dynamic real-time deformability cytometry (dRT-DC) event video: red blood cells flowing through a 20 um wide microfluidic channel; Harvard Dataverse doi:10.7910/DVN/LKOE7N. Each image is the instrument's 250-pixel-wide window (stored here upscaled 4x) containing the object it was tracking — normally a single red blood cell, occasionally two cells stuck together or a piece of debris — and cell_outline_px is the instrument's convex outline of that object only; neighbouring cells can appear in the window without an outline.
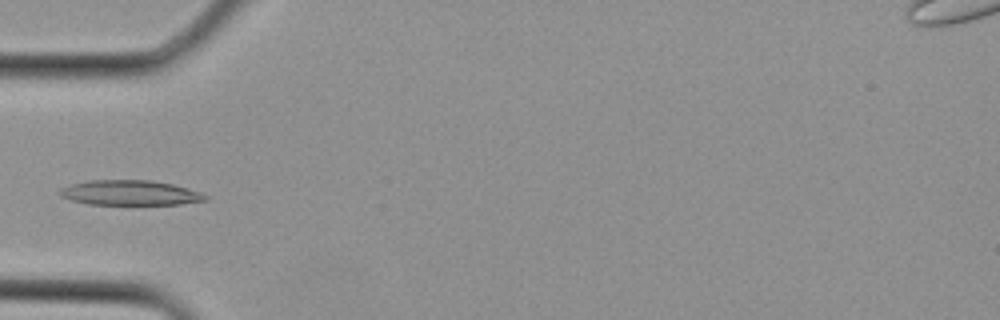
{"species": "Egyptian fruit bat (a non-hibernating species)", "species_latin": "Rousettus aegyptiacus", "temperature_condition": "cold", "stored_images_in_passage": 2, "camera_frame_rate_fps": 3000, "um_per_image_px": 0.085, "animal": {"sex": "female"}, "frame": {"image": 1, "passage_image": 2, "time_ms": 0.333, "image_size_px": [1000, 320], "cell_outline_px": [[208, 200], [180, 204], [88, 204], [68, 200], [60, 196], [56, 192], [60, 188], [72, 184], [88, 180], [152, 180], [172, 184], [188, 188], [200, 192], [208, 196]], "centroid_in_image_um": [11.01, 16.38], "position_along_channel_um": 74.0, "area_um2": 21.33}}